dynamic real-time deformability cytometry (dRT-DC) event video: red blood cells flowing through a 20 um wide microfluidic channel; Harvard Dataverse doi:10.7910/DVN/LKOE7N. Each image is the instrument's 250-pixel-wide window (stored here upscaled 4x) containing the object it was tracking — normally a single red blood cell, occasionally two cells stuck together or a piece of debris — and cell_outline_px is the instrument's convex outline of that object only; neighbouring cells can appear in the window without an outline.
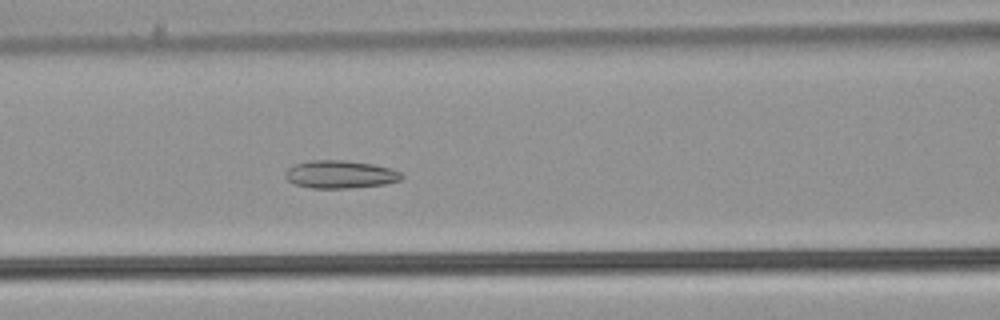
{"species": "common noctule bat (a hibernating species)", "species_latin": "Nyctalus noctula", "temperature_condition": "warm", "stored_images_in_passage": 54, "camera_frame_rate_fps": 3000, "um_per_image_px": 0.085, "animal": {"sex": "male", "body_mass_g": 21.5, "forearm_length_mm": 52.0}, "frame": {"image": 1, "passage_image": 24, "time_ms": 7.667, "image_size_px": [1000, 320], "cell_outline_px": [[404, 176], [400, 180], [384, 184], [348, 188], [312, 188], [292, 184], [284, 176], [284, 172], [292, 164], [308, 160], [344, 160], [372, 164], [392, 168], [400, 172]], "centroid_in_image_um": [28.86, 14.81], "position_along_channel_um": 137.7, "area_um2": 19.07}}
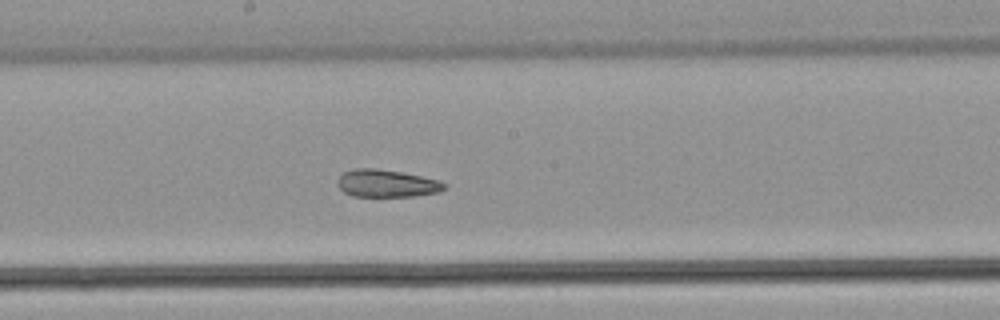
{"frame": {"image": 2, "passage_image": 30, "time_ms": 9.667, "image_size_px": [1000, 320], "cell_outline_px": [[448, 184], [440, 192], [412, 196], [352, 196], [344, 192], [336, 184], [336, 180], [344, 172], [352, 168], [376, 168], [400, 172], [420, 176], [436, 180]], "centroid_in_image_um": [32.82, 15.58], "position_along_channel_um": 215.4, "area_um2": 17.05}}
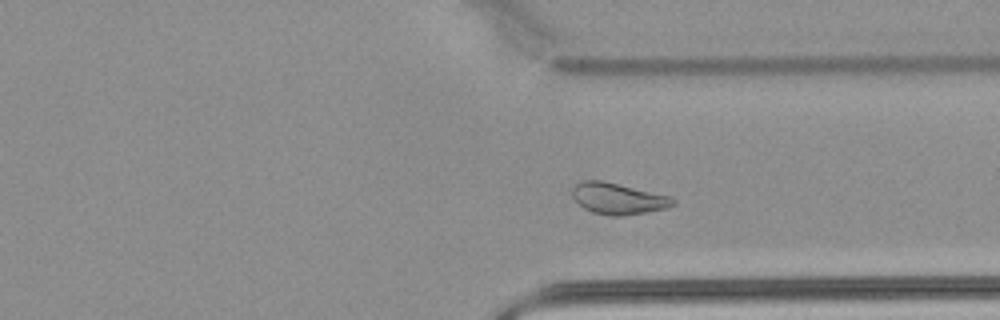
{"frame": {"image": 3, "passage_image": 41, "time_ms": 13.333, "image_size_px": [1000, 320], "cell_outline_px": [[676, 204], [664, 208], [624, 216], [612, 216], [592, 212], [584, 208], [572, 196], [572, 188], [576, 184], [584, 180], [604, 180], [672, 196], [676, 200]], "centroid_in_image_um": [52.55, 16.86], "position_along_channel_um": 358.8, "area_um2": 18.44}, "authors_computed_cell_mechanics": {"area_um2": 21.4727, "velocity_mm_per_s": 3.897, "shape_relaxation_time_tau1_ms": null, "shape_relaxation_time_tau2_ms": 2.4255, "deformation_change_tau1": null, "deformation_change_tau2": 0.0926}}